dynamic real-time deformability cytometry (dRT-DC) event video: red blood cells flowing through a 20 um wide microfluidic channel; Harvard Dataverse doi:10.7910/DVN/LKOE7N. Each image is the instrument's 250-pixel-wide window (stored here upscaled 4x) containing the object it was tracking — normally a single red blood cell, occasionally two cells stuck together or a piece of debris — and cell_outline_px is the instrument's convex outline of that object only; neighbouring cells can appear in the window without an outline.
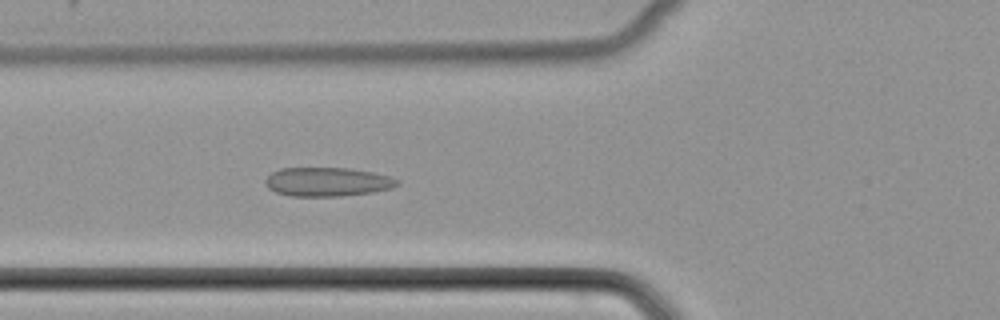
{"species": "common noctule bat (a hibernating species)", "species_latin": "Nyctalus noctula", "temperature_condition": "cold", "stored_images_in_passage": 50, "camera_frame_rate_fps": 3000, "um_per_image_px": 0.085, "animal": {"sex": "female", "body_mass_g": 22.7, "forearm_length_mm": 54.2}, "frame": {"image": 1, "passage_image": 18, "time_ms": 5.667, "image_size_px": [1000, 320], "cell_outline_px": [[400, 184], [392, 188], [372, 192], [340, 196], [292, 196], [276, 192], [268, 188], [264, 180], [272, 172], [280, 168], [352, 168], [392, 176], [400, 180]], "centroid_in_image_um": [27.86, 15.45], "position_along_channel_um": 97.9, "area_um2": 22.37}}
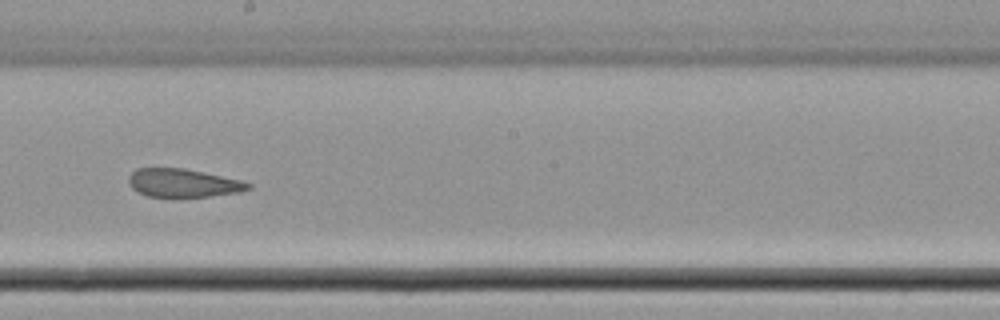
{"frame": {"image": 2, "passage_image": 28, "time_ms": 9.0, "image_size_px": [1000, 320], "cell_outline_px": [[252, 188], [240, 192], [208, 196], [148, 196], [132, 188], [128, 184], [128, 176], [136, 168], [184, 168], [204, 172], [240, 180], [252, 184]], "centroid_in_image_um": [15.56, 15.54], "position_along_channel_um": 232.6, "area_um2": 19.54}}
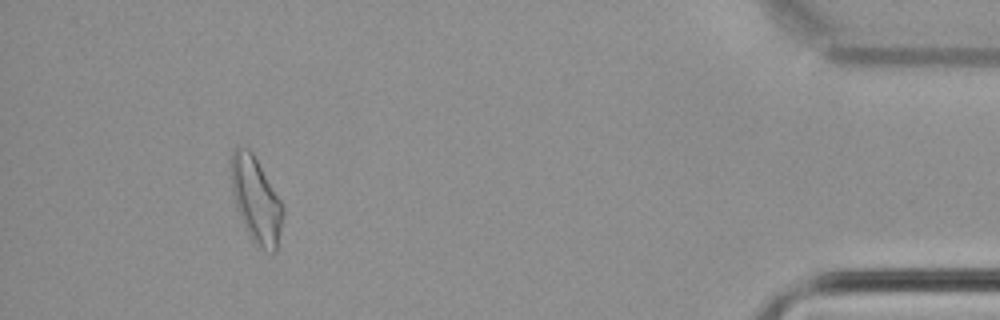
{"frame": {"image": 3, "passage_image": 46, "time_ms": 15.0, "image_size_px": [1000, 320], "cell_outline_px": [[284, 212], [276, 252], [264, 252], [252, 240], [236, 208], [232, 192], [232, 148], [248, 148], [252, 152], [284, 204]], "centroid_in_image_um": [21.8, 17.02], "position_along_channel_um": 413.4, "area_um2": 25.66}}